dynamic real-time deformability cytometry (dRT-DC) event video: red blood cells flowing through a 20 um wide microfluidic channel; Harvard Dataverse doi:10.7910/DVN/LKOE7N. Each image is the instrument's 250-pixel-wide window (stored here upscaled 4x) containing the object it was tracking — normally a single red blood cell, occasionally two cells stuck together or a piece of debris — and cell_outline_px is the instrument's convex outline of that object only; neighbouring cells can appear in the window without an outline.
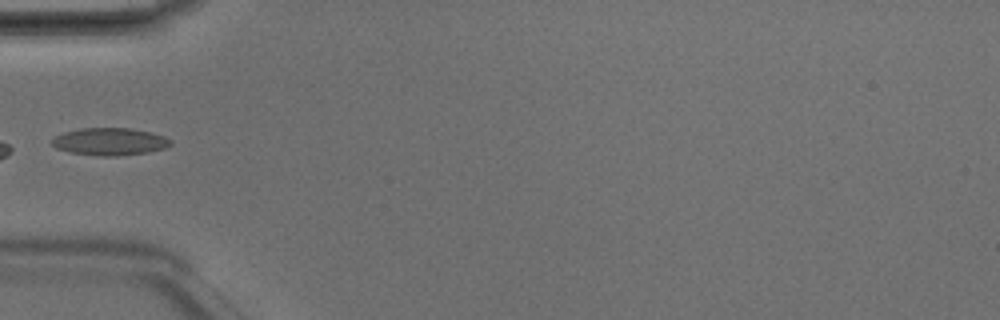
{"species": "Egyptian fruit bat (a non-hibernating species)", "species_latin": "Rousettus aegyptiacus", "temperature_condition": "room temperature", "stored_images_in_passage": 5, "camera_frame_rate_fps": 3000, "um_per_image_px": 0.085, "animal": {"sex": "male"}, "frame": {"image": 1, "passage_image": 4, "time_ms": 1.0, "image_size_px": [1000, 320], "cell_outline_px": [[172, 144], [164, 148], [148, 152], [116, 156], [96, 156], [68, 152], [56, 148], [52, 144], [52, 140], [56, 136], [64, 132], [80, 128], [132, 128], [152, 132], [164, 136], [172, 140]], "centroid_in_image_um": [9.34, 12.03], "position_along_channel_um": 75.7, "area_um2": 19.07}}